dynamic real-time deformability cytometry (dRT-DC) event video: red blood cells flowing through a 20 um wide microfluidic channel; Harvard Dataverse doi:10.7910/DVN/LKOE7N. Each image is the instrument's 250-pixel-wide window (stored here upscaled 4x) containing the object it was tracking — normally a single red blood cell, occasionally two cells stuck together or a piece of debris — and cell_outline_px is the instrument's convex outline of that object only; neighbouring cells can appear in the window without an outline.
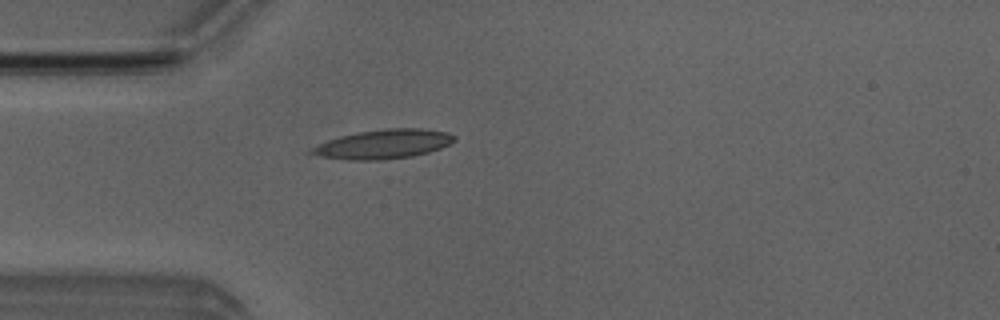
{"species": "Egyptian fruit bat (a non-hibernating species)", "species_latin": "Rousettus aegyptiacus", "temperature_condition": "room temperature", "stored_images_in_passage": 1, "camera_frame_rate_fps": 3000, "um_per_image_px": 0.085, "animal": {"sex": "male"}, "frame": {"image": 1, "passage_image": 1, "time_ms": 0.0, "image_size_px": [1000, 320], "cell_outline_px": [[456, 140], [440, 148], [428, 152], [412, 156], [384, 160], [348, 160], [320, 156], [308, 152], [312, 148], [328, 140], [340, 136], [360, 132], [384, 128], [420, 128], [448, 132], [456, 136]], "centroid_in_image_um": [32.62, 12.25], "position_along_channel_um": 52.4, "area_um2": 24.16}}